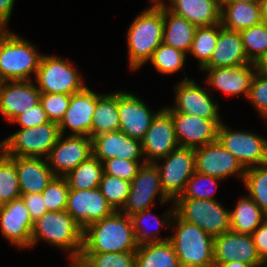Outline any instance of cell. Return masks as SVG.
<instances>
[{"instance_id": "cell-1", "label": "cell", "mask_w": 267, "mask_h": 267, "mask_svg": "<svg viewBox=\"0 0 267 267\" xmlns=\"http://www.w3.org/2000/svg\"><path fill=\"white\" fill-rule=\"evenodd\" d=\"M137 249L131 217L122 212L114 211L83 229L81 253H122Z\"/></svg>"}, {"instance_id": "cell-2", "label": "cell", "mask_w": 267, "mask_h": 267, "mask_svg": "<svg viewBox=\"0 0 267 267\" xmlns=\"http://www.w3.org/2000/svg\"><path fill=\"white\" fill-rule=\"evenodd\" d=\"M176 223V233L169 237L181 267H214V237L195 224L181 220L175 209L167 213Z\"/></svg>"}, {"instance_id": "cell-3", "label": "cell", "mask_w": 267, "mask_h": 267, "mask_svg": "<svg viewBox=\"0 0 267 267\" xmlns=\"http://www.w3.org/2000/svg\"><path fill=\"white\" fill-rule=\"evenodd\" d=\"M163 28V4H153L136 17L127 36L131 69H138L150 60L154 50L162 43Z\"/></svg>"}, {"instance_id": "cell-4", "label": "cell", "mask_w": 267, "mask_h": 267, "mask_svg": "<svg viewBox=\"0 0 267 267\" xmlns=\"http://www.w3.org/2000/svg\"><path fill=\"white\" fill-rule=\"evenodd\" d=\"M83 229L66 211H47L34 221L31 246L42 237L46 242L70 250L71 259H79ZM72 251V252H71Z\"/></svg>"}, {"instance_id": "cell-5", "label": "cell", "mask_w": 267, "mask_h": 267, "mask_svg": "<svg viewBox=\"0 0 267 267\" xmlns=\"http://www.w3.org/2000/svg\"><path fill=\"white\" fill-rule=\"evenodd\" d=\"M42 54L26 40L5 29L0 30V82L29 80L37 74Z\"/></svg>"}, {"instance_id": "cell-6", "label": "cell", "mask_w": 267, "mask_h": 267, "mask_svg": "<svg viewBox=\"0 0 267 267\" xmlns=\"http://www.w3.org/2000/svg\"><path fill=\"white\" fill-rule=\"evenodd\" d=\"M175 214L213 237L230 231L229 211L217 200L176 198Z\"/></svg>"}, {"instance_id": "cell-7", "label": "cell", "mask_w": 267, "mask_h": 267, "mask_svg": "<svg viewBox=\"0 0 267 267\" xmlns=\"http://www.w3.org/2000/svg\"><path fill=\"white\" fill-rule=\"evenodd\" d=\"M60 136L57 123L48 122L37 127L21 128L1 142V148L9 157H48Z\"/></svg>"}, {"instance_id": "cell-8", "label": "cell", "mask_w": 267, "mask_h": 267, "mask_svg": "<svg viewBox=\"0 0 267 267\" xmlns=\"http://www.w3.org/2000/svg\"><path fill=\"white\" fill-rule=\"evenodd\" d=\"M35 77L40 93L72 95L86 87L72 64L49 55H42Z\"/></svg>"}, {"instance_id": "cell-9", "label": "cell", "mask_w": 267, "mask_h": 267, "mask_svg": "<svg viewBox=\"0 0 267 267\" xmlns=\"http://www.w3.org/2000/svg\"><path fill=\"white\" fill-rule=\"evenodd\" d=\"M165 159V164L156 165L164 194L175 200L183 193L187 181L195 173V153L193 148L177 147L169 153Z\"/></svg>"}, {"instance_id": "cell-10", "label": "cell", "mask_w": 267, "mask_h": 267, "mask_svg": "<svg viewBox=\"0 0 267 267\" xmlns=\"http://www.w3.org/2000/svg\"><path fill=\"white\" fill-rule=\"evenodd\" d=\"M218 141L245 170L267 163V140L254 133L233 132L222 123L218 129Z\"/></svg>"}, {"instance_id": "cell-11", "label": "cell", "mask_w": 267, "mask_h": 267, "mask_svg": "<svg viewBox=\"0 0 267 267\" xmlns=\"http://www.w3.org/2000/svg\"><path fill=\"white\" fill-rule=\"evenodd\" d=\"M159 193L161 204L170 199L164 194L159 171L154 163L143 164L131 181V188L121 212L132 216L137 212L150 209L155 196Z\"/></svg>"}, {"instance_id": "cell-12", "label": "cell", "mask_w": 267, "mask_h": 267, "mask_svg": "<svg viewBox=\"0 0 267 267\" xmlns=\"http://www.w3.org/2000/svg\"><path fill=\"white\" fill-rule=\"evenodd\" d=\"M169 113L174 122L179 147L196 149L218 140L221 120H209L181 112Z\"/></svg>"}, {"instance_id": "cell-13", "label": "cell", "mask_w": 267, "mask_h": 267, "mask_svg": "<svg viewBox=\"0 0 267 267\" xmlns=\"http://www.w3.org/2000/svg\"><path fill=\"white\" fill-rule=\"evenodd\" d=\"M194 153L197 173L219 179L240 173L243 180L246 170L218 140L194 149Z\"/></svg>"}, {"instance_id": "cell-14", "label": "cell", "mask_w": 267, "mask_h": 267, "mask_svg": "<svg viewBox=\"0 0 267 267\" xmlns=\"http://www.w3.org/2000/svg\"><path fill=\"white\" fill-rule=\"evenodd\" d=\"M66 211L82 229L114 212L99 188L70 189Z\"/></svg>"}, {"instance_id": "cell-15", "label": "cell", "mask_w": 267, "mask_h": 267, "mask_svg": "<svg viewBox=\"0 0 267 267\" xmlns=\"http://www.w3.org/2000/svg\"><path fill=\"white\" fill-rule=\"evenodd\" d=\"M63 136L60 134L46 159L52 164L49 167L55 176L65 177L81 162L92 156V139L88 136L74 135L64 139Z\"/></svg>"}, {"instance_id": "cell-16", "label": "cell", "mask_w": 267, "mask_h": 267, "mask_svg": "<svg viewBox=\"0 0 267 267\" xmlns=\"http://www.w3.org/2000/svg\"><path fill=\"white\" fill-rule=\"evenodd\" d=\"M177 147L179 144L175 135L174 122L171 114L164 107L157 112L142 140L143 154L147 156L144 161L154 163L155 158L161 160Z\"/></svg>"}, {"instance_id": "cell-17", "label": "cell", "mask_w": 267, "mask_h": 267, "mask_svg": "<svg viewBox=\"0 0 267 267\" xmlns=\"http://www.w3.org/2000/svg\"><path fill=\"white\" fill-rule=\"evenodd\" d=\"M214 267L231 261L259 267L263 262L257 253L252 235H245L233 231H227L214 237Z\"/></svg>"}, {"instance_id": "cell-18", "label": "cell", "mask_w": 267, "mask_h": 267, "mask_svg": "<svg viewBox=\"0 0 267 267\" xmlns=\"http://www.w3.org/2000/svg\"><path fill=\"white\" fill-rule=\"evenodd\" d=\"M41 93L30 80L0 82V112L9 121L40 103Z\"/></svg>"}, {"instance_id": "cell-19", "label": "cell", "mask_w": 267, "mask_h": 267, "mask_svg": "<svg viewBox=\"0 0 267 267\" xmlns=\"http://www.w3.org/2000/svg\"><path fill=\"white\" fill-rule=\"evenodd\" d=\"M175 89L176 106L165 108L168 112H181L204 119L220 120L218 104H215L206 90L195 84L194 80L185 78Z\"/></svg>"}, {"instance_id": "cell-20", "label": "cell", "mask_w": 267, "mask_h": 267, "mask_svg": "<svg viewBox=\"0 0 267 267\" xmlns=\"http://www.w3.org/2000/svg\"><path fill=\"white\" fill-rule=\"evenodd\" d=\"M34 222L22 198L5 203L0 209V228L2 234L19 248L31 246Z\"/></svg>"}, {"instance_id": "cell-21", "label": "cell", "mask_w": 267, "mask_h": 267, "mask_svg": "<svg viewBox=\"0 0 267 267\" xmlns=\"http://www.w3.org/2000/svg\"><path fill=\"white\" fill-rule=\"evenodd\" d=\"M118 113L120 131L127 136L142 141L157 113L151 110L138 97L127 92H118Z\"/></svg>"}, {"instance_id": "cell-22", "label": "cell", "mask_w": 267, "mask_h": 267, "mask_svg": "<svg viewBox=\"0 0 267 267\" xmlns=\"http://www.w3.org/2000/svg\"><path fill=\"white\" fill-rule=\"evenodd\" d=\"M96 108V93L88 87L72 94L69 107L58 124L60 134L64 135L69 127L74 136H88L92 138V120Z\"/></svg>"}, {"instance_id": "cell-23", "label": "cell", "mask_w": 267, "mask_h": 267, "mask_svg": "<svg viewBox=\"0 0 267 267\" xmlns=\"http://www.w3.org/2000/svg\"><path fill=\"white\" fill-rule=\"evenodd\" d=\"M92 155L101 162L112 158L139 161L144 155L142 141L133 139L122 131H112L92 138Z\"/></svg>"}, {"instance_id": "cell-24", "label": "cell", "mask_w": 267, "mask_h": 267, "mask_svg": "<svg viewBox=\"0 0 267 267\" xmlns=\"http://www.w3.org/2000/svg\"><path fill=\"white\" fill-rule=\"evenodd\" d=\"M254 69L256 70V66L252 63L236 67L202 68L209 73L207 82L213 88L231 95L243 93L247 98L256 73Z\"/></svg>"}, {"instance_id": "cell-25", "label": "cell", "mask_w": 267, "mask_h": 267, "mask_svg": "<svg viewBox=\"0 0 267 267\" xmlns=\"http://www.w3.org/2000/svg\"><path fill=\"white\" fill-rule=\"evenodd\" d=\"M251 64L243 49L241 35L222 27L219 23V34L209 62L203 68L236 67Z\"/></svg>"}, {"instance_id": "cell-26", "label": "cell", "mask_w": 267, "mask_h": 267, "mask_svg": "<svg viewBox=\"0 0 267 267\" xmlns=\"http://www.w3.org/2000/svg\"><path fill=\"white\" fill-rule=\"evenodd\" d=\"M21 194L42 193L55 177L42 157H15Z\"/></svg>"}, {"instance_id": "cell-27", "label": "cell", "mask_w": 267, "mask_h": 267, "mask_svg": "<svg viewBox=\"0 0 267 267\" xmlns=\"http://www.w3.org/2000/svg\"><path fill=\"white\" fill-rule=\"evenodd\" d=\"M167 9L197 27L221 23V0H169Z\"/></svg>"}, {"instance_id": "cell-28", "label": "cell", "mask_w": 267, "mask_h": 267, "mask_svg": "<svg viewBox=\"0 0 267 267\" xmlns=\"http://www.w3.org/2000/svg\"><path fill=\"white\" fill-rule=\"evenodd\" d=\"M163 19L164 28L162 43L181 50L184 53L189 52L197 26L193 25L185 18L170 12L165 3L163 4Z\"/></svg>"}, {"instance_id": "cell-29", "label": "cell", "mask_w": 267, "mask_h": 267, "mask_svg": "<svg viewBox=\"0 0 267 267\" xmlns=\"http://www.w3.org/2000/svg\"><path fill=\"white\" fill-rule=\"evenodd\" d=\"M261 22L259 3H221V25L225 29L240 32Z\"/></svg>"}, {"instance_id": "cell-30", "label": "cell", "mask_w": 267, "mask_h": 267, "mask_svg": "<svg viewBox=\"0 0 267 267\" xmlns=\"http://www.w3.org/2000/svg\"><path fill=\"white\" fill-rule=\"evenodd\" d=\"M267 215L249 197L241 198L233 211H229L230 230L236 233L252 235Z\"/></svg>"}, {"instance_id": "cell-31", "label": "cell", "mask_w": 267, "mask_h": 267, "mask_svg": "<svg viewBox=\"0 0 267 267\" xmlns=\"http://www.w3.org/2000/svg\"><path fill=\"white\" fill-rule=\"evenodd\" d=\"M118 92L96 94V108L92 120V137L102 133L120 131Z\"/></svg>"}, {"instance_id": "cell-32", "label": "cell", "mask_w": 267, "mask_h": 267, "mask_svg": "<svg viewBox=\"0 0 267 267\" xmlns=\"http://www.w3.org/2000/svg\"><path fill=\"white\" fill-rule=\"evenodd\" d=\"M136 267H181L169 240L138 246Z\"/></svg>"}, {"instance_id": "cell-33", "label": "cell", "mask_w": 267, "mask_h": 267, "mask_svg": "<svg viewBox=\"0 0 267 267\" xmlns=\"http://www.w3.org/2000/svg\"><path fill=\"white\" fill-rule=\"evenodd\" d=\"M102 164L93 155L86 161L81 162L65 176L69 189L84 190L98 188L104 173Z\"/></svg>"}, {"instance_id": "cell-34", "label": "cell", "mask_w": 267, "mask_h": 267, "mask_svg": "<svg viewBox=\"0 0 267 267\" xmlns=\"http://www.w3.org/2000/svg\"><path fill=\"white\" fill-rule=\"evenodd\" d=\"M239 33L244 52L250 63L255 64L267 54V25L264 22Z\"/></svg>"}, {"instance_id": "cell-35", "label": "cell", "mask_w": 267, "mask_h": 267, "mask_svg": "<svg viewBox=\"0 0 267 267\" xmlns=\"http://www.w3.org/2000/svg\"><path fill=\"white\" fill-rule=\"evenodd\" d=\"M0 152V198L5 204L21 198V191L15 167V157L7 156L2 150Z\"/></svg>"}, {"instance_id": "cell-36", "label": "cell", "mask_w": 267, "mask_h": 267, "mask_svg": "<svg viewBox=\"0 0 267 267\" xmlns=\"http://www.w3.org/2000/svg\"><path fill=\"white\" fill-rule=\"evenodd\" d=\"M218 29L219 24L197 27L196 29L189 52L200 60L199 66L201 69L209 62L212 52L216 47L219 34Z\"/></svg>"}, {"instance_id": "cell-37", "label": "cell", "mask_w": 267, "mask_h": 267, "mask_svg": "<svg viewBox=\"0 0 267 267\" xmlns=\"http://www.w3.org/2000/svg\"><path fill=\"white\" fill-rule=\"evenodd\" d=\"M243 182L249 197L267 215V163L246 169Z\"/></svg>"}, {"instance_id": "cell-38", "label": "cell", "mask_w": 267, "mask_h": 267, "mask_svg": "<svg viewBox=\"0 0 267 267\" xmlns=\"http://www.w3.org/2000/svg\"><path fill=\"white\" fill-rule=\"evenodd\" d=\"M98 188L113 210L120 211L127 201L131 182L103 173Z\"/></svg>"}, {"instance_id": "cell-39", "label": "cell", "mask_w": 267, "mask_h": 267, "mask_svg": "<svg viewBox=\"0 0 267 267\" xmlns=\"http://www.w3.org/2000/svg\"><path fill=\"white\" fill-rule=\"evenodd\" d=\"M79 259L88 267H136V251L80 253Z\"/></svg>"}, {"instance_id": "cell-40", "label": "cell", "mask_w": 267, "mask_h": 267, "mask_svg": "<svg viewBox=\"0 0 267 267\" xmlns=\"http://www.w3.org/2000/svg\"><path fill=\"white\" fill-rule=\"evenodd\" d=\"M186 53L172 46L161 43L153 52L150 61L155 68L164 74L180 70L185 62Z\"/></svg>"}, {"instance_id": "cell-41", "label": "cell", "mask_w": 267, "mask_h": 267, "mask_svg": "<svg viewBox=\"0 0 267 267\" xmlns=\"http://www.w3.org/2000/svg\"><path fill=\"white\" fill-rule=\"evenodd\" d=\"M69 190L66 178L55 176L41 193L47 211L66 210Z\"/></svg>"}, {"instance_id": "cell-42", "label": "cell", "mask_w": 267, "mask_h": 267, "mask_svg": "<svg viewBox=\"0 0 267 267\" xmlns=\"http://www.w3.org/2000/svg\"><path fill=\"white\" fill-rule=\"evenodd\" d=\"M71 95L62 93H41L40 103L50 122L59 124L66 113Z\"/></svg>"}, {"instance_id": "cell-43", "label": "cell", "mask_w": 267, "mask_h": 267, "mask_svg": "<svg viewBox=\"0 0 267 267\" xmlns=\"http://www.w3.org/2000/svg\"><path fill=\"white\" fill-rule=\"evenodd\" d=\"M221 179L213 176L203 175L200 173H195L187 181L185 189L181 196L178 198H192V199H205V200H215L212 193L213 189L207 188L204 182H208L212 187L217 184V181Z\"/></svg>"}, {"instance_id": "cell-44", "label": "cell", "mask_w": 267, "mask_h": 267, "mask_svg": "<svg viewBox=\"0 0 267 267\" xmlns=\"http://www.w3.org/2000/svg\"><path fill=\"white\" fill-rule=\"evenodd\" d=\"M139 161H131L121 158H112L109 160L103 161V171L105 174L121 178L128 182H131L132 179L137 175L139 168L145 164L144 161L141 165L138 164Z\"/></svg>"}, {"instance_id": "cell-45", "label": "cell", "mask_w": 267, "mask_h": 267, "mask_svg": "<svg viewBox=\"0 0 267 267\" xmlns=\"http://www.w3.org/2000/svg\"><path fill=\"white\" fill-rule=\"evenodd\" d=\"M148 210H150V209H147V210H144V211H141V212H137V213L133 214L132 216H130L131 217V220H132V224H133V229H134L136 243H137L138 246L169 240V237L168 238H165V239H162L160 237H157V234L156 235L155 234H152V236L151 235L149 236V234L144 230V227L142 229V224L147 223V221L145 220L147 216H153V217H155ZM154 219H155L156 224L158 226L157 227V230H159L158 228H160V225L165 226L168 223V221L165 220V219H163V218H162V220L160 219L158 221H157L156 218H154ZM144 221H146V222H144Z\"/></svg>"}, {"instance_id": "cell-46", "label": "cell", "mask_w": 267, "mask_h": 267, "mask_svg": "<svg viewBox=\"0 0 267 267\" xmlns=\"http://www.w3.org/2000/svg\"><path fill=\"white\" fill-rule=\"evenodd\" d=\"M248 99L258 109L259 114L267 115V77L255 73L250 86Z\"/></svg>"}, {"instance_id": "cell-47", "label": "cell", "mask_w": 267, "mask_h": 267, "mask_svg": "<svg viewBox=\"0 0 267 267\" xmlns=\"http://www.w3.org/2000/svg\"><path fill=\"white\" fill-rule=\"evenodd\" d=\"M12 122H17L22 128H32L49 122L46 112L43 110L42 104L29 109L17 116Z\"/></svg>"}, {"instance_id": "cell-48", "label": "cell", "mask_w": 267, "mask_h": 267, "mask_svg": "<svg viewBox=\"0 0 267 267\" xmlns=\"http://www.w3.org/2000/svg\"><path fill=\"white\" fill-rule=\"evenodd\" d=\"M21 198L25 202L33 222L47 212L41 193L21 194Z\"/></svg>"}, {"instance_id": "cell-49", "label": "cell", "mask_w": 267, "mask_h": 267, "mask_svg": "<svg viewBox=\"0 0 267 267\" xmlns=\"http://www.w3.org/2000/svg\"><path fill=\"white\" fill-rule=\"evenodd\" d=\"M258 255L262 261H267V218L252 233Z\"/></svg>"}, {"instance_id": "cell-50", "label": "cell", "mask_w": 267, "mask_h": 267, "mask_svg": "<svg viewBox=\"0 0 267 267\" xmlns=\"http://www.w3.org/2000/svg\"><path fill=\"white\" fill-rule=\"evenodd\" d=\"M15 0H0V30L8 23Z\"/></svg>"}, {"instance_id": "cell-51", "label": "cell", "mask_w": 267, "mask_h": 267, "mask_svg": "<svg viewBox=\"0 0 267 267\" xmlns=\"http://www.w3.org/2000/svg\"><path fill=\"white\" fill-rule=\"evenodd\" d=\"M256 72L267 77V54L255 63Z\"/></svg>"}, {"instance_id": "cell-52", "label": "cell", "mask_w": 267, "mask_h": 267, "mask_svg": "<svg viewBox=\"0 0 267 267\" xmlns=\"http://www.w3.org/2000/svg\"><path fill=\"white\" fill-rule=\"evenodd\" d=\"M259 4H260L262 22H264L267 25V0H260Z\"/></svg>"}, {"instance_id": "cell-53", "label": "cell", "mask_w": 267, "mask_h": 267, "mask_svg": "<svg viewBox=\"0 0 267 267\" xmlns=\"http://www.w3.org/2000/svg\"><path fill=\"white\" fill-rule=\"evenodd\" d=\"M218 267H253V266L243 263L241 261H231L227 263H222Z\"/></svg>"}, {"instance_id": "cell-54", "label": "cell", "mask_w": 267, "mask_h": 267, "mask_svg": "<svg viewBox=\"0 0 267 267\" xmlns=\"http://www.w3.org/2000/svg\"><path fill=\"white\" fill-rule=\"evenodd\" d=\"M238 2L259 3L260 0H221V3H238Z\"/></svg>"}, {"instance_id": "cell-55", "label": "cell", "mask_w": 267, "mask_h": 267, "mask_svg": "<svg viewBox=\"0 0 267 267\" xmlns=\"http://www.w3.org/2000/svg\"><path fill=\"white\" fill-rule=\"evenodd\" d=\"M69 267H88L80 259H72Z\"/></svg>"}, {"instance_id": "cell-56", "label": "cell", "mask_w": 267, "mask_h": 267, "mask_svg": "<svg viewBox=\"0 0 267 267\" xmlns=\"http://www.w3.org/2000/svg\"><path fill=\"white\" fill-rule=\"evenodd\" d=\"M151 2H153L154 5H161V4H164L161 0H151Z\"/></svg>"}, {"instance_id": "cell-57", "label": "cell", "mask_w": 267, "mask_h": 267, "mask_svg": "<svg viewBox=\"0 0 267 267\" xmlns=\"http://www.w3.org/2000/svg\"><path fill=\"white\" fill-rule=\"evenodd\" d=\"M267 266V261H263L259 267Z\"/></svg>"}, {"instance_id": "cell-58", "label": "cell", "mask_w": 267, "mask_h": 267, "mask_svg": "<svg viewBox=\"0 0 267 267\" xmlns=\"http://www.w3.org/2000/svg\"><path fill=\"white\" fill-rule=\"evenodd\" d=\"M4 206V203L2 202L1 198H0V209Z\"/></svg>"}]
</instances>
